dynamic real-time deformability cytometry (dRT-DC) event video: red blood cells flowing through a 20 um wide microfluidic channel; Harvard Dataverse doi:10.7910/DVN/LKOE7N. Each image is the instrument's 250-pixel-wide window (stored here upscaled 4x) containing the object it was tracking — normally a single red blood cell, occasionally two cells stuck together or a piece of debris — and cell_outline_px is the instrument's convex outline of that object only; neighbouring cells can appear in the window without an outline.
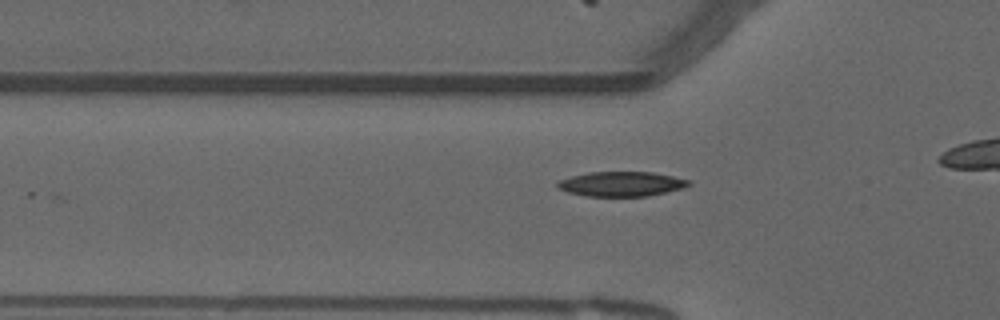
{"species": "common noctule bat (a hibernating species)", "species_latin": "Nyctalus noctula", "temperature_condition": "warm", "stored_images_in_passage": 9, "camera_frame_rate_fps": 3000, "um_per_image_px": 0.085, "animal": {"sex": "male", "forearm_length_mm": 52.5}, "frame": {"image": 1, "passage_image": 3, "time_ms": 0.667, "image_size_px": [1000, 320], "cell_outline_px": [[692, 184], [684, 188], [648, 196], [588, 196], [568, 192], [556, 188], [556, 184], [560, 180], [572, 176], [588, 172], [652, 172], [692, 180]], "centroid_in_image_um": [52.85, 15.63], "position_along_channel_um": 73.0, "area_um2": 18.96}}